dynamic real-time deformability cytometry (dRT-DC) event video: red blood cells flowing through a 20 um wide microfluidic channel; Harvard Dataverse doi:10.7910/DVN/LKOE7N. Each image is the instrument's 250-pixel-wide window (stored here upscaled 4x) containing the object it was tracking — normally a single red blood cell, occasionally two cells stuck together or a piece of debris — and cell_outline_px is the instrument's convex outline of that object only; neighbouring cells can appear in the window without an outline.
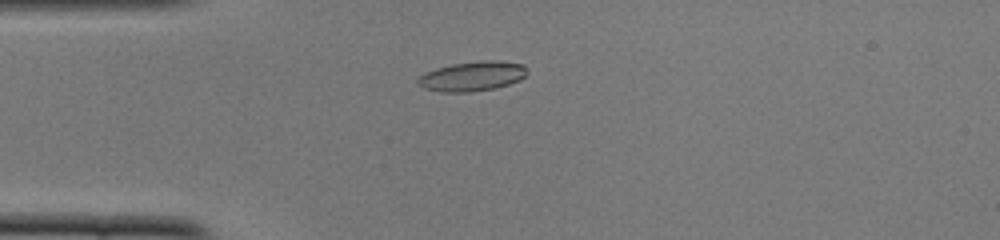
{"species": "common noctule bat (a hibernating species)", "species_latin": "Nyctalus noctula", "temperature_condition": "cold", "stored_images_in_passage": 48, "camera_frame_rate_fps": 3000, "um_per_image_px": 0.085, "animal": {"sex": "female", "body_mass_g": 22.0, "forearm_length_mm": 56.7}, "frame": {"image": 1, "passage_image": 10, "time_ms": 3.0, "image_size_px": [1000, 240], "cell_outline_px": [[528, 72], [520, 80], [508, 84], [492, 88], [468, 92], [440, 92], [424, 88], [416, 84], [416, 80], [424, 72], [436, 68], [452, 64], [480, 60], [500, 60], [524, 64]], "centroid_in_image_um": [40.12, 6.46], "position_along_channel_um": 44.9, "area_um2": 19.02}}
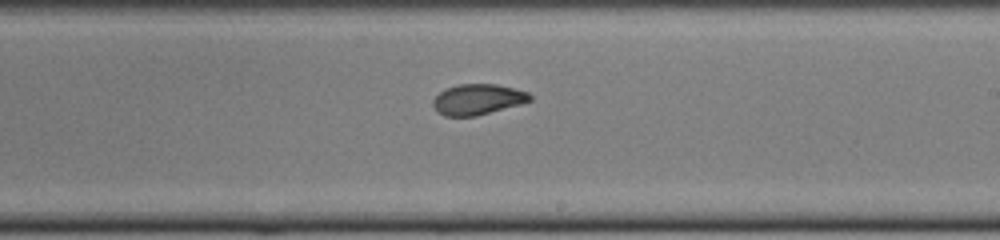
{"frame": {"image": 2, "passage_image": 27, "time_ms": 8.667, "image_size_px": [1000, 240], "cell_outline_px": [[532, 100], [520, 104], [476, 116], [444, 116], [436, 112], [432, 104], [432, 100], [444, 88], [460, 84], [496, 84], [528, 92], [532, 96]], "centroid_in_image_um": [40.57, 8.45], "position_along_channel_um": 248.4, "area_um2": 17.34}}
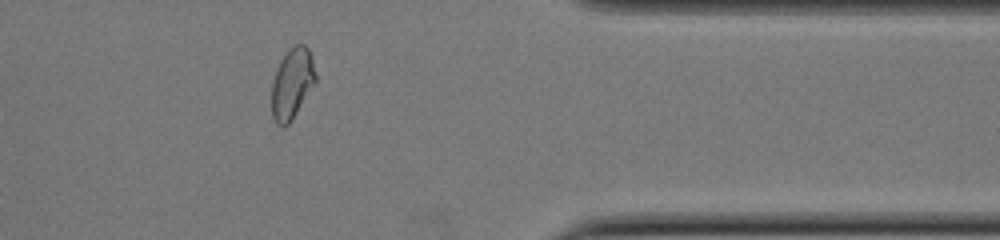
{"frame": {"image": 3, "passage_image": 39, "time_ms": 12.667, "image_size_px": [1000, 240], "cell_outline_px": [[316, 84], [292, 120], [284, 128], [276, 124], [272, 116], [272, 80], [276, 68], [280, 60], [288, 48], [292, 44], [304, 44], [308, 48], [316, 72]], "centroid_in_image_um": [24.83, 7.1], "position_along_channel_um": 386.6, "area_um2": 18.55}, "authors_computed_cell_mechanics": {"area_um2": 18.1492, "velocity_mm_per_s": 3.8775, "shape_relaxation_time_tau1_ms": 9.0996, "shape_relaxation_time_tau2_ms": 2.2755, "deformation_change_tau1": 0.2309, "deformation_change_tau2": 0.0773}}